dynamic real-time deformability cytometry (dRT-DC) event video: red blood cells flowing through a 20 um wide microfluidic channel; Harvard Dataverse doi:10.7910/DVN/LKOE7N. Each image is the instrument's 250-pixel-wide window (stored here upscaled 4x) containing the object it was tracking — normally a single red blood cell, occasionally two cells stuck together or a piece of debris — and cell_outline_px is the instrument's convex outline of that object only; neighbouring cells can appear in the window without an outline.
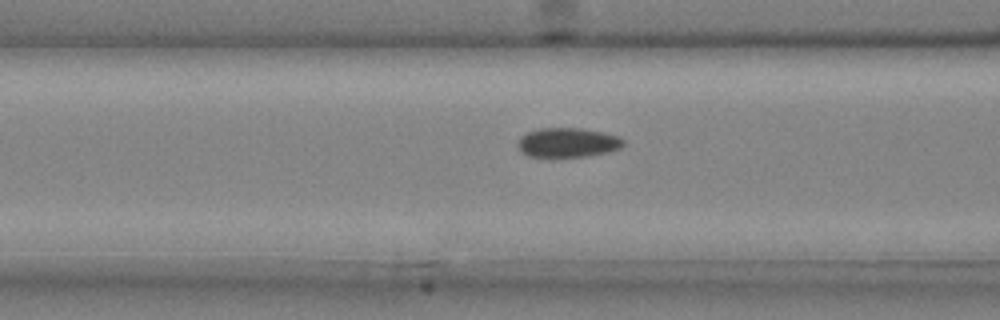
{"species": "common noctule bat (a hibernating species)", "species_latin": "Nyctalus noctula", "temperature_condition": "cold", "stored_images_in_passage": 29, "camera_frame_rate_fps": 3000, "um_per_image_px": 0.085, "animal": {"sex": "male", "body_mass_g": 20.4}, "frame": {"image": 1, "passage_image": 7, "time_ms": 2.0, "image_size_px": [1000, 320], "cell_outline_px": [[624, 144], [620, 148], [608, 152], [588, 156], [552, 160], [528, 156], [520, 152], [516, 144], [520, 136], [528, 132], [540, 128], [580, 128], [604, 132], [620, 136], [624, 140]], "centroid_in_image_um": [48.21, 12.16], "position_along_channel_um": 118.4, "area_um2": 19.07}}
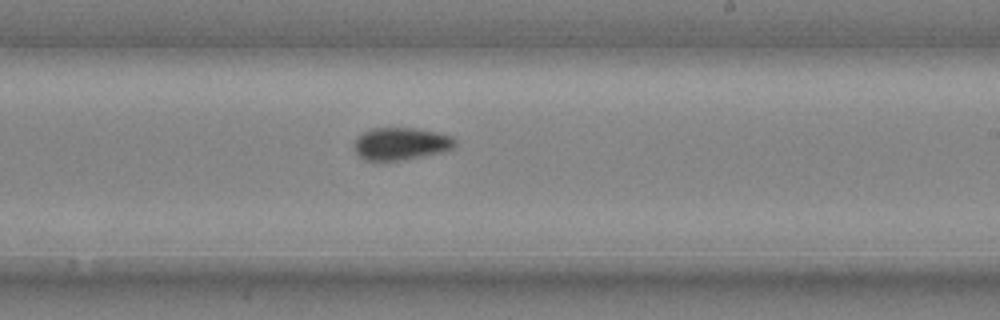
{"frame": {"image": 2, "passage_image": 16, "time_ms": 5.0, "image_size_px": [1000, 320], "cell_outline_px": [[456, 144], [452, 148], [444, 152], [400, 160], [364, 160], [356, 152], [356, 136], [372, 128], [416, 128], [440, 132], [452, 136], [456, 140]], "centroid_in_image_um": [34.13, 12.2], "position_along_channel_um": 254.9, "area_um2": 19.02}}
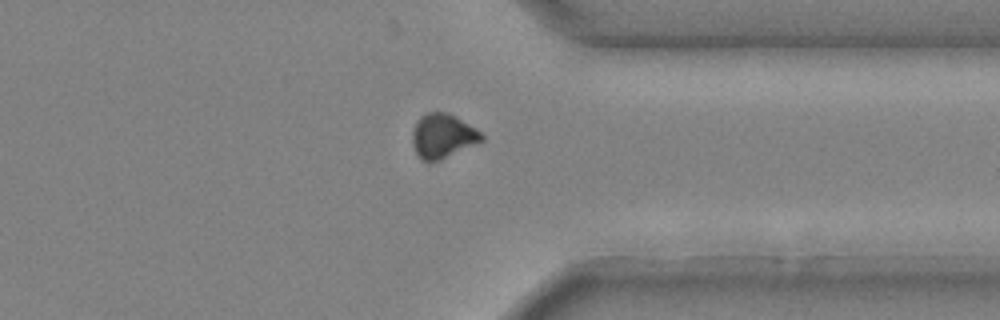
{"frame": {"image": 3, "passage_image": 24, "time_ms": 7.667, "image_size_px": [1000, 320], "cell_outline_px": [[484, 140], [440, 160], [428, 164], [420, 160], [416, 152], [412, 140], [412, 132], [416, 120], [420, 116], [428, 112], [448, 112], [456, 116], [476, 128], [484, 136]], "centroid_in_image_um": [37.61, 11.57], "position_along_channel_um": 373.8, "area_um2": 18.15}}